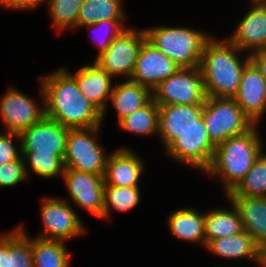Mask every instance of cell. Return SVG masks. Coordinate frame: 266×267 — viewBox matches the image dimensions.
Segmentation results:
<instances>
[{"label": "cell", "instance_id": "6da1fadb", "mask_svg": "<svg viewBox=\"0 0 266 267\" xmlns=\"http://www.w3.org/2000/svg\"><path fill=\"white\" fill-rule=\"evenodd\" d=\"M38 79L43 80L40 92L47 118L69 129L101 126L103 113L80 92L65 68Z\"/></svg>", "mask_w": 266, "mask_h": 267}, {"label": "cell", "instance_id": "7a4b0ae2", "mask_svg": "<svg viewBox=\"0 0 266 267\" xmlns=\"http://www.w3.org/2000/svg\"><path fill=\"white\" fill-rule=\"evenodd\" d=\"M241 51L229 39L223 42L211 36L206 42L200 68L208 97L234 98L237 94L243 70L250 62V56L241 62L237 55Z\"/></svg>", "mask_w": 266, "mask_h": 267}, {"label": "cell", "instance_id": "3957f363", "mask_svg": "<svg viewBox=\"0 0 266 267\" xmlns=\"http://www.w3.org/2000/svg\"><path fill=\"white\" fill-rule=\"evenodd\" d=\"M256 127L255 124L246 133L230 137L215 147L212 162L205 172L219 175L226 195L239 184L263 152Z\"/></svg>", "mask_w": 266, "mask_h": 267}, {"label": "cell", "instance_id": "277c9868", "mask_svg": "<svg viewBox=\"0 0 266 267\" xmlns=\"http://www.w3.org/2000/svg\"><path fill=\"white\" fill-rule=\"evenodd\" d=\"M147 40L174 61L179 68L200 67L206 33L189 28L155 27L145 29Z\"/></svg>", "mask_w": 266, "mask_h": 267}, {"label": "cell", "instance_id": "5b68a950", "mask_svg": "<svg viewBox=\"0 0 266 267\" xmlns=\"http://www.w3.org/2000/svg\"><path fill=\"white\" fill-rule=\"evenodd\" d=\"M202 117L210 140L215 146L230 137L246 133L255 125L234 98L207 96Z\"/></svg>", "mask_w": 266, "mask_h": 267}, {"label": "cell", "instance_id": "8992f818", "mask_svg": "<svg viewBox=\"0 0 266 267\" xmlns=\"http://www.w3.org/2000/svg\"><path fill=\"white\" fill-rule=\"evenodd\" d=\"M158 106L204 105L207 95L200 67L180 68L152 92Z\"/></svg>", "mask_w": 266, "mask_h": 267}, {"label": "cell", "instance_id": "52a82bcc", "mask_svg": "<svg viewBox=\"0 0 266 267\" xmlns=\"http://www.w3.org/2000/svg\"><path fill=\"white\" fill-rule=\"evenodd\" d=\"M99 130L100 126L69 129L63 159L65 168L104 175L108 156L93 137Z\"/></svg>", "mask_w": 266, "mask_h": 267}, {"label": "cell", "instance_id": "ba28073f", "mask_svg": "<svg viewBox=\"0 0 266 267\" xmlns=\"http://www.w3.org/2000/svg\"><path fill=\"white\" fill-rule=\"evenodd\" d=\"M215 147L201 117L193 127L181 132L165 149L177 161L205 172L212 162Z\"/></svg>", "mask_w": 266, "mask_h": 267}, {"label": "cell", "instance_id": "9c48e42d", "mask_svg": "<svg viewBox=\"0 0 266 267\" xmlns=\"http://www.w3.org/2000/svg\"><path fill=\"white\" fill-rule=\"evenodd\" d=\"M146 39L145 30L125 28L108 49L100 53L93 62L111 77L116 78L117 74H121L130 80L139 51Z\"/></svg>", "mask_w": 266, "mask_h": 267}, {"label": "cell", "instance_id": "30bf717a", "mask_svg": "<svg viewBox=\"0 0 266 267\" xmlns=\"http://www.w3.org/2000/svg\"><path fill=\"white\" fill-rule=\"evenodd\" d=\"M41 220L45 226L44 234L37 236L45 240L65 242L85 233L82 221L67 201L60 198H43Z\"/></svg>", "mask_w": 266, "mask_h": 267}, {"label": "cell", "instance_id": "8fae6325", "mask_svg": "<svg viewBox=\"0 0 266 267\" xmlns=\"http://www.w3.org/2000/svg\"><path fill=\"white\" fill-rule=\"evenodd\" d=\"M69 128L46 116L20 134L21 153L65 155Z\"/></svg>", "mask_w": 266, "mask_h": 267}, {"label": "cell", "instance_id": "7c38bea8", "mask_svg": "<svg viewBox=\"0 0 266 267\" xmlns=\"http://www.w3.org/2000/svg\"><path fill=\"white\" fill-rule=\"evenodd\" d=\"M62 176L72 201L94 216L103 218L104 175L65 168Z\"/></svg>", "mask_w": 266, "mask_h": 267}, {"label": "cell", "instance_id": "4fadbf2b", "mask_svg": "<svg viewBox=\"0 0 266 267\" xmlns=\"http://www.w3.org/2000/svg\"><path fill=\"white\" fill-rule=\"evenodd\" d=\"M179 69L174 61L146 39L139 51L130 80L147 87L153 92L162 81L167 80Z\"/></svg>", "mask_w": 266, "mask_h": 267}, {"label": "cell", "instance_id": "5bb4252c", "mask_svg": "<svg viewBox=\"0 0 266 267\" xmlns=\"http://www.w3.org/2000/svg\"><path fill=\"white\" fill-rule=\"evenodd\" d=\"M8 90L0 98L1 119L7 132L20 135L45 117V107H38V104L18 90Z\"/></svg>", "mask_w": 266, "mask_h": 267}, {"label": "cell", "instance_id": "9a60e30c", "mask_svg": "<svg viewBox=\"0 0 266 267\" xmlns=\"http://www.w3.org/2000/svg\"><path fill=\"white\" fill-rule=\"evenodd\" d=\"M234 99L254 124H258L266 109V79L251 61L243 70Z\"/></svg>", "mask_w": 266, "mask_h": 267}, {"label": "cell", "instance_id": "2e32d148", "mask_svg": "<svg viewBox=\"0 0 266 267\" xmlns=\"http://www.w3.org/2000/svg\"><path fill=\"white\" fill-rule=\"evenodd\" d=\"M253 8L228 38L236 47L253 52L266 49V0H251Z\"/></svg>", "mask_w": 266, "mask_h": 267}, {"label": "cell", "instance_id": "e0dca14e", "mask_svg": "<svg viewBox=\"0 0 266 267\" xmlns=\"http://www.w3.org/2000/svg\"><path fill=\"white\" fill-rule=\"evenodd\" d=\"M135 154L126 148H120L110 155L108 154L103 176L104 186H138L139 176L143 172L144 165Z\"/></svg>", "mask_w": 266, "mask_h": 267}, {"label": "cell", "instance_id": "ac0fdd59", "mask_svg": "<svg viewBox=\"0 0 266 267\" xmlns=\"http://www.w3.org/2000/svg\"><path fill=\"white\" fill-rule=\"evenodd\" d=\"M203 105L159 106L158 133L165 148L202 117Z\"/></svg>", "mask_w": 266, "mask_h": 267}, {"label": "cell", "instance_id": "d6986e66", "mask_svg": "<svg viewBox=\"0 0 266 267\" xmlns=\"http://www.w3.org/2000/svg\"><path fill=\"white\" fill-rule=\"evenodd\" d=\"M80 92L89 99L102 113L106 112L107 101L112 94V77L94 62L80 68L72 75Z\"/></svg>", "mask_w": 266, "mask_h": 267}, {"label": "cell", "instance_id": "ffe728a7", "mask_svg": "<svg viewBox=\"0 0 266 267\" xmlns=\"http://www.w3.org/2000/svg\"><path fill=\"white\" fill-rule=\"evenodd\" d=\"M239 211L244 231L260 249L266 246V197H228Z\"/></svg>", "mask_w": 266, "mask_h": 267}, {"label": "cell", "instance_id": "44dd1931", "mask_svg": "<svg viewBox=\"0 0 266 267\" xmlns=\"http://www.w3.org/2000/svg\"><path fill=\"white\" fill-rule=\"evenodd\" d=\"M22 227L0 236V267H33L32 239Z\"/></svg>", "mask_w": 266, "mask_h": 267}, {"label": "cell", "instance_id": "7402d4cb", "mask_svg": "<svg viewBox=\"0 0 266 267\" xmlns=\"http://www.w3.org/2000/svg\"><path fill=\"white\" fill-rule=\"evenodd\" d=\"M152 91L139 83L127 80L113 87L111 98L117 111L118 123L133 112L146 106L152 99Z\"/></svg>", "mask_w": 266, "mask_h": 267}, {"label": "cell", "instance_id": "603a6c76", "mask_svg": "<svg viewBox=\"0 0 266 267\" xmlns=\"http://www.w3.org/2000/svg\"><path fill=\"white\" fill-rule=\"evenodd\" d=\"M171 233L178 239L204 244L205 214L193 208H182L172 212L168 217Z\"/></svg>", "mask_w": 266, "mask_h": 267}, {"label": "cell", "instance_id": "cb8c5ba5", "mask_svg": "<svg viewBox=\"0 0 266 267\" xmlns=\"http://www.w3.org/2000/svg\"><path fill=\"white\" fill-rule=\"evenodd\" d=\"M205 248L226 259L244 258L258 264L259 248L255 245L253 238L245 231L209 241Z\"/></svg>", "mask_w": 266, "mask_h": 267}, {"label": "cell", "instance_id": "d4e9b609", "mask_svg": "<svg viewBox=\"0 0 266 267\" xmlns=\"http://www.w3.org/2000/svg\"><path fill=\"white\" fill-rule=\"evenodd\" d=\"M230 204L232 210L214 209L205 213V246L209 241L244 231L239 211Z\"/></svg>", "mask_w": 266, "mask_h": 267}, {"label": "cell", "instance_id": "484cf974", "mask_svg": "<svg viewBox=\"0 0 266 267\" xmlns=\"http://www.w3.org/2000/svg\"><path fill=\"white\" fill-rule=\"evenodd\" d=\"M62 241L32 239L33 267H69L70 256Z\"/></svg>", "mask_w": 266, "mask_h": 267}, {"label": "cell", "instance_id": "4316f807", "mask_svg": "<svg viewBox=\"0 0 266 267\" xmlns=\"http://www.w3.org/2000/svg\"><path fill=\"white\" fill-rule=\"evenodd\" d=\"M125 14L120 0H85L79 10L77 28L101 20H123Z\"/></svg>", "mask_w": 266, "mask_h": 267}, {"label": "cell", "instance_id": "83f0119b", "mask_svg": "<svg viewBox=\"0 0 266 267\" xmlns=\"http://www.w3.org/2000/svg\"><path fill=\"white\" fill-rule=\"evenodd\" d=\"M227 197H266V154L262 152Z\"/></svg>", "mask_w": 266, "mask_h": 267}, {"label": "cell", "instance_id": "f1b7e54d", "mask_svg": "<svg viewBox=\"0 0 266 267\" xmlns=\"http://www.w3.org/2000/svg\"><path fill=\"white\" fill-rule=\"evenodd\" d=\"M159 106L152 99L146 106L123 118L118 124L124 131L139 135L158 133Z\"/></svg>", "mask_w": 266, "mask_h": 267}, {"label": "cell", "instance_id": "f546056e", "mask_svg": "<svg viewBox=\"0 0 266 267\" xmlns=\"http://www.w3.org/2000/svg\"><path fill=\"white\" fill-rule=\"evenodd\" d=\"M139 186L114 187L104 186L103 218L110 215V211H128L137 206L140 201Z\"/></svg>", "mask_w": 266, "mask_h": 267}, {"label": "cell", "instance_id": "4dcf8cb0", "mask_svg": "<svg viewBox=\"0 0 266 267\" xmlns=\"http://www.w3.org/2000/svg\"><path fill=\"white\" fill-rule=\"evenodd\" d=\"M85 0H49V10L57 32L77 28L80 7Z\"/></svg>", "mask_w": 266, "mask_h": 267}, {"label": "cell", "instance_id": "1f68e13d", "mask_svg": "<svg viewBox=\"0 0 266 267\" xmlns=\"http://www.w3.org/2000/svg\"><path fill=\"white\" fill-rule=\"evenodd\" d=\"M21 156L25 165L28 164L35 174L44 178H53L64 173V155H36L35 152L21 153Z\"/></svg>", "mask_w": 266, "mask_h": 267}, {"label": "cell", "instance_id": "d6a6232c", "mask_svg": "<svg viewBox=\"0 0 266 267\" xmlns=\"http://www.w3.org/2000/svg\"><path fill=\"white\" fill-rule=\"evenodd\" d=\"M24 163L23 157L20 156L14 161L0 165V187L14 186L29 178V168Z\"/></svg>", "mask_w": 266, "mask_h": 267}, {"label": "cell", "instance_id": "836d02e7", "mask_svg": "<svg viewBox=\"0 0 266 267\" xmlns=\"http://www.w3.org/2000/svg\"><path fill=\"white\" fill-rule=\"evenodd\" d=\"M121 24H122V20H101V21H98L96 24L86 25V27L90 29L96 28V27H98L99 29L100 28L104 29V27L106 26H110L112 28V31H109L106 28V30L108 31L107 32L105 30V32H107L106 37L105 36L104 38L101 37V40L98 42L99 54L106 51L108 47L110 46V44L113 42V40L117 38L125 30Z\"/></svg>", "mask_w": 266, "mask_h": 267}, {"label": "cell", "instance_id": "e575fe53", "mask_svg": "<svg viewBox=\"0 0 266 267\" xmlns=\"http://www.w3.org/2000/svg\"><path fill=\"white\" fill-rule=\"evenodd\" d=\"M14 137L21 139L19 134H0V165L14 161L21 156V151L17 152V147L13 144Z\"/></svg>", "mask_w": 266, "mask_h": 267}, {"label": "cell", "instance_id": "d590c367", "mask_svg": "<svg viewBox=\"0 0 266 267\" xmlns=\"http://www.w3.org/2000/svg\"><path fill=\"white\" fill-rule=\"evenodd\" d=\"M46 0H0V5L7 7L8 9H32L40 5Z\"/></svg>", "mask_w": 266, "mask_h": 267}, {"label": "cell", "instance_id": "8d00e7d4", "mask_svg": "<svg viewBox=\"0 0 266 267\" xmlns=\"http://www.w3.org/2000/svg\"><path fill=\"white\" fill-rule=\"evenodd\" d=\"M250 61L256 66L263 77L266 79V49L249 54Z\"/></svg>", "mask_w": 266, "mask_h": 267}, {"label": "cell", "instance_id": "74e56055", "mask_svg": "<svg viewBox=\"0 0 266 267\" xmlns=\"http://www.w3.org/2000/svg\"><path fill=\"white\" fill-rule=\"evenodd\" d=\"M258 265L266 267V246L259 249Z\"/></svg>", "mask_w": 266, "mask_h": 267}]
</instances>
